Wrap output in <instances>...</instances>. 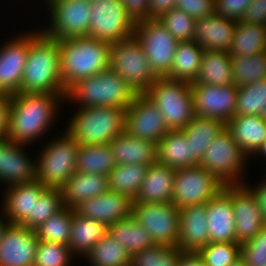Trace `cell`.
I'll return each mask as SVG.
<instances>
[{"label":"cell","instance_id":"cell-1","mask_svg":"<svg viewBox=\"0 0 266 266\" xmlns=\"http://www.w3.org/2000/svg\"><path fill=\"white\" fill-rule=\"evenodd\" d=\"M66 96L47 93H17L9 97L7 139L29 144L50 130L60 101ZM49 128V129H48Z\"/></svg>","mask_w":266,"mask_h":266},{"label":"cell","instance_id":"cell-2","mask_svg":"<svg viewBox=\"0 0 266 266\" xmlns=\"http://www.w3.org/2000/svg\"><path fill=\"white\" fill-rule=\"evenodd\" d=\"M20 92L66 96L61 80L59 40L39 32L28 45Z\"/></svg>","mask_w":266,"mask_h":266},{"label":"cell","instance_id":"cell-3","mask_svg":"<svg viewBox=\"0 0 266 266\" xmlns=\"http://www.w3.org/2000/svg\"><path fill=\"white\" fill-rule=\"evenodd\" d=\"M111 45L88 36L59 40L61 80L65 89L108 70Z\"/></svg>","mask_w":266,"mask_h":266},{"label":"cell","instance_id":"cell-4","mask_svg":"<svg viewBox=\"0 0 266 266\" xmlns=\"http://www.w3.org/2000/svg\"><path fill=\"white\" fill-rule=\"evenodd\" d=\"M138 93L111 69L84 78L73 84L65 99L78 102V108L119 107L127 109Z\"/></svg>","mask_w":266,"mask_h":266},{"label":"cell","instance_id":"cell-5","mask_svg":"<svg viewBox=\"0 0 266 266\" xmlns=\"http://www.w3.org/2000/svg\"><path fill=\"white\" fill-rule=\"evenodd\" d=\"M126 109L119 107L78 108L66 132L80 145L109 144L125 131Z\"/></svg>","mask_w":266,"mask_h":266},{"label":"cell","instance_id":"cell-6","mask_svg":"<svg viewBox=\"0 0 266 266\" xmlns=\"http://www.w3.org/2000/svg\"><path fill=\"white\" fill-rule=\"evenodd\" d=\"M145 94L159 108L170 130L185 128L195 117L189 82L158 77Z\"/></svg>","mask_w":266,"mask_h":266},{"label":"cell","instance_id":"cell-7","mask_svg":"<svg viewBox=\"0 0 266 266\" xmlns=\"http://www.w3.org/2000/svg\"><path fill=\"white\" fill-rule=\"evenodd\" d=\"M80 144L66 131L45 144L36 159V180L46 188L61 189L76 173Z\"/></svg>","mask_w":266,"mask_h":266},{"label":"cell","instance_id":"cell-8","mask_svg":"<svg viewBox=\"0 0 266 266\" xmlns=\"http://www.w3.org/2000/svg\"><path fill=\"white\" fill-rule=\"evenodd\" d=\"M109 69L120 75L138 94L145 93L158 78L134 35L112 43Z\"/></svg>","mask_w":266,"mask_h":266},{"label":"cell","instance_id":"cell-9","mask_svg":"<svg viewBox=\"0 0 266 266\" xmlns=\"http://www.w3.org/2000/svg\"><path fill=\"white\" fill-rule=\"evenodd\" d=\"M248 159L226 128L211 141L199 166L214 174L225 185L243 184L242 176Z\"/></svg>","mask_w":266,"mask_h":266},{"label":"cell","instance_id":"cell-10","mask_svg":"<svg viewBox=\"0 0 266 266\" xmlns=\"http://www.w3.org/2000/svg\"><path fill=\"white\" fill-rule=\"evenodd\" d=\"M133 35L141 44L155 75L166 77L170 72L178 41L156 18L135 23Z\"/></svg>","mask_w":266,"mask_h":266},{"label":"cell","instance_id":"cell-11","mask_svg":"<svg viewBox=\"0 0 266 266\" xmlns=\"http://www.w3.org/2000/svg\"><path fill=\"white\" fill-rule=\"evenodd\" d=\"M223 184L207 169L195 166L175 170L172 204L182 209L187 206L206 203L217 195Z\"/></svg>","mask_w":266,"mask_h":266},{"label":"cell","instance_id":"cell-12","mask_svg":"<svg viewBox=\"0 0 266 266\" xmlns=\"http://www.w3.org/2000/svg\"><path fill=\"white\" fill-rule=\"evenodd\" d=\"M88 37L110 43L133 36L135 23L127 15L121 0L91 2Z\"/></svg>","mask_w":266,"mask_h":266},{"label":"cell","instance_id":"cell-13","mask_svg":"<svg viewBox=\"0 0 266 266\" xmlns=\"http://www.w3.org/2000/svg\"><path fill=\"white\" fill-rule=\"evenodd\" d=\"M46 2L51 14V25L42 31L45 35L58 40L88 36L90 2L86 0H46Z\"/></svg>","mask_w":266,"mask_h":266},{"label":"cell","instance_id":"cell-14","mask_svg":"<svg viewBox=\"0 0 266 266\" xmlns=\"http://www.w3.org/2000/svg\"><path fill=\"white\" fill-rule=\"evenodd\" d=\"M179 212L172 203H133V218L150 234L155 244L176 246Z\"/></svg>","mask_w":266,"mask_h":266},{"label":"cell","instance_id":"cell-15","mask_svg":"<svg viewBox=\"0 0 266 266\" xmlns=\"http://www.w3.org/2000/svg\"><path fill=\"white\" fill-rule=\"evenodd\" d=\"M159 108L145 94H138L125 112V131L133 137L158 143L169 131Z\"/></svg>","mask_w":266,"mask_h":266},{"label":"cell","instance_id":"cell-16","mask_svg":"<svg viewBox=\"0 0 266 266\" xmlns=\"http://www.w3.org/2000/svg\"><path fill=\"white\" fill-rule=\"evenodd\" d=\"M194 100L195 115L215 118L227 123L234 115L237 104L238 86L190 83Z\"/></svg>","mask_w":266,"mask_h":266},{"label":"cell","instance_id":"cell-17","mask_svg":"<svg viewBox=\"0 0 266 266\" xmlns=\"http://www.w3.org/2000/svg\"><path fill=\"white\" fill-rule=\"evenodd\" d=\"M39 31L22 34L0 49V95L13 96L20 93L28 45Z\"/></svg>","mask_w":266,"mask_h":266},{"label":"cell","instance_id":"cell-18","mask_svg":"<svg viewBox=\"0 0 266 266\" xmlns=\"http://www.w3.org/2000/svg\"><path fill=\"white\" fill-rule=\"evenodd\" d=\"M224 187L231 193L235 216V242L242 245L264 226L259 205L244 184L225 185Z\"/></svg>","mask_w":266,"mask_h":266},{"label":"cell","instance_id":"cell-19","mask_svg":"<svg viewBox=\"0 0 266 266\" xmlns=\"http://www.w3.org/2000/svg\"><path fill=\"white\" fill-rule=\"evenodd\" d=\"M38 242L35 230L10 224L0 242V266H34Z\"/></svg>","mask_w":266,"mask_h":266},{"label":"cell","instance_id":"cell-20","mask_svg":"<svg viewBox=\"0 0 266 266\" xmlns=\"http://www.w3.org/2000/svg\"><path fill=\"white\" fill-rule=\"evenodd\" d=\"M133 199L128 195L108 190L91 199L81 201L73 209L76 214L91 218L109 227L132 216Z\"/></svg>","mask_w":266,"mask_h":266},{"label":"cell","instance_id":"cell-21","mask_svg":"<svg viewBox=\"0 0 266 266\" xmlns=\"http://www.w3.org/2000/svg\"><path fill=\"white\" fill-rule=\"evenodd\" d=\"M24 146L7 138L0 140V181L7 186L36 180V161L24 152Z\"/></svg>","mask_w":266,"mask_h":266},{"label":"cell","instance_id":"cell-22","mask_svg":"<svg viewBox=\"0 0 266 266\" xmlns=\"http://www.w3.org/2000/svg\"><path fill=\"white\" fill-rule=\"evenodd\" d=\"M6 192L1 204V214L10 224L22 225L30 216H34L35 202L47 189L40 181L6 186Z\"/></svg>","mask_w":266,"mask_h":266},{"label":"cell","instance_id":"cell-23","mask_svg":"<svg viewBox=\"0 0 266 266\" xmlns=\"http://www.w3.org/2000/svg\"><path fill=\"white\" fill-rule=\"evenodd\" d=\"M209 243L235 242V216L231 193L224 187L206 202Z\"/></svg>","mask_w":266,"mask_h":266},{"label":"cell","instance_id":"cell-24","mask_svg":"<svg viewBox=\"0 0 266 266\" xmlns=\"http://www.w3.org/2000/svg\"><path fill=\"white\" fill-rule=\"evenodd\" d=\"M206 212V203L180 209L177 247L181 251L198 252L209 243Z\"/></svg>","mask_w":266,"mask_h":266},{"label":"cell","instance_id":"cell-25","mask_svg":"<svg viewBox=\"0 0 266 266\" xmlns=\"http://www.w3.org/2000/svg\"><path fill=\"white\" fill-rule=\"evenodd\" d=\"M237 21L217 14L195 21L194 41L204 50L229 51Z\"/></svg>","mask_w":266,"mask_h":266},{"label":"cell","instance_id":"cell-26","mask_svg":"<svg viewBox=\"0 0 266 266\" xmlns=\"http://www.w3.org/2000/svg\"><path fill=\"white\" fill-rule=\"evenodd\" d=\"M174 177L173 167L150 165L133 203H172Z\"/></svg>","mask_w":266,"mask_h":266},{"label":"cell","instance_id":"cell-27","mask_svg":"<svg viewBox=\"0 0 266 266\" xmlns=\"http://www.w3.org/2000/svg\"><path fill=\"white\" fill-rule=\"evenodd\" d=\"M226 128L248 157H253L266 141V119L262 115H234Z\"/></svg>","mask_w":266,"mask_h":266},{"label":"cell","instance_id":"cell-28","mask_svg":"<svg viewBox=\"0 0 266 266\" xmlns=\"http://www.w3.org/2000/svg\"><path fill=\"white\" fill-rule=\"evenodd\" d=\"M117 164L153 165L157 162V143L133 137L126 131L110 143Z\"/></svg>","mask_w":266,"mask_h":266},{"label":"cell","instance_id":"cell-29","mask_svg":"<svg viewBox=\"0 0 266 266\" xmlns=\"http://www.w3.org/2000/svg\"><path fill=\"white\" fill-rule=\"evenodd\" d=\"M226 129V123L215 118L195 115L191 122L180 131L191 147V163L199 166L206 149L215 137Z\"/></svg>","mask_w":266,"mask_h":266},{"label":"cell","instance_id":"cell-30","mask_svg":"<svg viewBox=\"0 0 266 266\" xmlns=\"http://www.w3.org/2000/svg\"><path fill=\"white\" fill-rule=\"evenodd\" d=\"M108 190L107 176L76 172L61 188L63 204L66 207L74 208L81 201L99 196Z\"/></svg>","mask_w":266,"mask_h":266},{"label":"cell","instance_id":"cell-31","mask_svg":"<svg viewBox=\"0 0 266 266\" xmlns=\"http://www.w3.org/2000/svg\"><path fill=\"white\" fill-rule=\"evenodd\" d=\"M192 83L215 86L233 84V72L229 52L204 50L199 74Z\"/></svg>","mask_w":266,"mask_h":266},{"label":"cell","instance_id":"cell-32","mask_svg":"<svg viewBox=\"0 0 266 266\" xmlns=\"http://www.w3.org/2000/svg\"><path fill=\"white\" fill-rule=\"evenodd\" d=\"M157 163L176 169L195 167L191 147L180 130H169L157 143Z\"/></svg>","mask_w":266,"mask_h":266},{"label":"cell","instance_id":"cell-33","mask_svg":"<svg viewBox=\"0 0 266 266\" xmlns=\"http://www.w3.org/2000/svg\"><path fill=\"white\" fill-rule=\"evenodd\" d=\"M204 49L194 40L178 42L169 74L172 80L192 83L199 74Z\"/></svg>","mask_w":266,"mask_h":266},{"label":"cell","instance_id":"cell-34","mask_svg":"<svg viewBox=\"0 0 266 266\" xmlns=\"http://www.w3.org/2000/svg\"><path fill=\"white\" fill-rule=\"evenodd\" d=\"M106 233L107 226L103 223L78 215L73 209L71 237L68 243L73 256L82 254L84 257Z\"/></svg>","mask_w":266,"mask_h":266},{"label":"cell","instance_id":"cell-35","mask_svg":"<svg viewBox=\"0 0 266 266\" xmlns=\"http://www.w3.org/2000/svg\"><path fill=\"white\" fill-rule=\"evenodd\" d=\"M266 50V26L237 21L230 56H250Z\"/></svg>","mask_w":266,"mask_h":266},{"label":"cell","instance_id":"cell-36","mask_svg":"<svg viewBox=\"0 0 266 266\" xmlns=\"http://www.w3.org/2000/svg\"><path fill=\"white\" fill-rule=\"evenodd\" d=\"M107 232L118 240L132 256L155 245L150 234L133 218L119 220L107 227Z\"/></svg>","mask_w":266,"mask_h":266},{"label":"cell","instance_id":"cell-37","mask_svg":"<svg viewBox=\"0 0 266 266\" xmlns=\"http://www.w3.org/2000/svg\"><path fill=\"white\" fill-rule=\"evenodd\" d=\"M116 164L109 144L80 145L76 172L107 176Z\"/></svg>","mask_w":266,"mask_h":266},{"label":"cell","instance_id":"cell-38","mask_svg":"<svg viewBox=\"0 0 266 266\" xmlns=\"http://www.w3.org/2000/svg\"><path fill=\"white\" fill-rule=\"evenodd\" d=\"M90 266H130L131 255L107 232L84 256Z\"/></svg>","mask_w":266,"mask_h":266},{"label":"cell","instance_id":"cell-39","mask_svg":"<svg viewBox=\"0 0 266 266\" xmlns=\"http://www.w3.org/2000/svg\"><path fill=\"white\" fill-rule=\"evenodd\" d=\"M149 166L143 164H116L107 175L109 190L135 199Z\"/></svg>","mask_w":266,"mask_h":266},{"label":"cell","instance_id":"cell-40","mask_svg":"<svg viewBox=\"0 0 266 266\" xmlns=\"http://www.w3.org/2000/svg\"><path fill=\"white\" fill-rule=\"evenodd\" d=\"M233 83L238 87L266 78V50L250 56H231Z\"/></svg>","mask_w":266,"mask_h":266},{"label":"cell","instance_id":"cell-41","mask_svg":"<svg viewBox=\"0 0 266 266\" xmlns=\"http://www.w3.org/2000/svg\"><path fill=\"white\" fill-rule=\"evenodd\" d=\"M73 208L64 206L35 229L40 241L68 245L71 237Z\"/></svg>","mask_w":266,"mask_h":266},{"label":"cell","instance_id":"cell-42","mask_svg":"<svg viewBox=\"0 0 266 266\" xmlns=\"http://www.w3.org/2000/svg\"><path fill=\"white\" fill-rule=\"evenodd\" d=\"M266 108V78L238 87L235 115H262Z\"/></svg>","mask_w":266,"mask_h":266},{"label":"cell","instance_id":"cell-43","mask_svg":"<svg viewBox=\"0 0 266 266\" xmlns=\"http://www.w3.org/2000/svg\"><path fill=\"white\" fill-rule=\"evenodd\" d=\"M181 252L176 246L155 244L134 253L130 266H176Z\"/></svg>","mask_w":266,"mask_h":266},{"label":"cell","instance_id":"cell-44","mask_svg":"<svg viewBox=\"0 0 266 266\" xmlns=\"http://www.w3.org/2000/svg\"><path fill=\"white\" fill-rule=\"evenodd\" d=\"M63 207L61 189L47 188L35 202L34 216H30L22 225L35 230Z\"/></svg>","mask_w":266,"mask_h":266},{"label":"cell","instance_id":"cell-45","mask_svg":"<svg viewBox=\"0 0 266 266\" xmlns=\"http://www.w3.org/2000/svg\"><path fill=\"white\" fill-rule=\"evenodd\" d=\"M178 41H193L195 19L184 11L173 8L156 18Z\"/></svg>","mask_w":266,"mask_h":266},{"label":"cell","instance_id":"cell-46","mask_svg":"<svg viewBox=\"0 0 266 266\" xmlns=\"http://www.w3.org/2000/svg\"><path fill=\"white\" fill-rule=\"evenodd\" d=\"M198 253L206 266H228L241 257V245L237 242L208 243Z\"/></svg>","mask_w":266,"mask_h":266},{"label":"cell","instance_id":"cell-47","mask_svg":"<svg viewBox=\"0 0 266 266\" xmlns=\"http://www.w3.org/2000/svg\"><path fill=\"white\" fill-rule=\"evenodd\" d=\"M72 255L68 245L39 240L34 266H69Z\"/></svg>","mask_w":266,"mask_h":266},{"label":"cell","instance_id":"cell-48","mask_svg":"<svg viewBox=\"0 0 266 266\" xmlns=\"http://www.w3.org/2000/svg\"><path fill=\"white\" fill-rule=\"evenodd\" d=\"M241 258L246 266L266 265V225L254 237L241 245Z\"/></svg>","mask_w":266,"mask_h":266},{"label":"cell","instance_id":"cell-49","mask_svg":"<svg viewBox=\"0 0 266 266\" xmlns=\"http://www.w3.org/2000/svg\"><path fill=\"white\" fill-rule=\"evenodd\" d=\"M253 0H215L214 13L221 17L243 20L244 13Z\"/></svg>","mask_w":266,"mask_h":266},{"label":"cell","instance_id":"cell-50","mask_svg":"<svg viewBox=\"0 0 266 266\" xmlns=\"http://www.w3.org/2000/svg\"><path fill=\"white\" fill-rule=\"evenodd\" d=\"M215 0H176L175 8L195 20L214 14Z\"/></svg>","mask_w":266,"mask_h":266},{"label":"cell","instance_id":"cell-51","mask_svg":"<svg viewBox=\"0 0 266 266\" xmlns=\"http://www.w3.org/2000/svg\"><path fill=\"white\" fill-rule=\"evenodd\" d=\"M127 15L134 23L150 19L149 0H121Z\"/></svg>","mask_w":266,"mask_h":266},{"label":"cell","instance_id":"cell-52","mask_svg":"<svg viewBox=\"0 0 266 266\" xmlns=\"http://www.w3.org/2000/svg\"><path fill=\"white\" fill-rule=\"evenodd\" d=\"M243 21L266 26V0H253L244 13Z\"/></svg>","mask_w":266,"mask_h":266},{"label":"cell","instance_id":"cell-53","mask_svg":"<svg viewBox=\"0 0 266 266\" xmlns=\"http://www.w3.org/2000/svg\"><path fill=\"white\" fill-rule=\"evenodd\" d=\"M250 192L254 195L259 209L261 212L263 224L266 225V180H262L260 184H257V187H249L247 183H243Z\"/></svg>","mask_w":266,"mask_h":266},{"label":"cell","instance_id":"cell-54","mask_svg":"<svg viewBox=\"0 0 266 266\" xmlns=\"http://www.w3.org/2000/svg\"><path fill=\"white\" fill-rule=\"evenodd\" d=\"M150 18H158L161 14L175 8L176 0H149Z\"/></svg>","mask_w":266,"mask_h":266},{"label":"cell","instance_id":"cell-55","mask_svg":"<svg viewBox=\"0 0 266 266\" xmlns=\"http://www.w3.org/2000/svg\"><path fill=\"white\" fill-rule=\"evenodd\" d=\"M176 266H206L198 252L182 251Z\"/></svg>","mask_w":266,"mask_h":266},{"label":"cell","instance_id":"cell-56","mask_svg":"<svg viewBox=\"0 0 266 266\" xmlns=\"http://www.w3.org/2000/svg\"><path fill=\"white\" fill-rule=\"evenodd\" d=\"M9 97L0 95V140L7 137Z\"/></svg>","mask_w":266,"mask_h":266},{"label":"cell","instance_id":"cell-57","mask_svg":"<svg viewBox=\"0 0 266 266\" xmlns=\"http://www.w3.org/2000/svg\"><path fill=\"white\" fill-rule=\"evenodd\" d=\"M4 214L3 216L0 215V242L2 241L3 235L7 229V227L10 225V222L5 218ZM6 220V221H5Z\"/></svg>","mask_w":266,"mask_h":266},{"label":"cell","instance_id":"cell-58","mask_svg":"<svg viewBox=\"0 0 266 266\" xmlns=\"http://www.w3.org/2000/svg\"><path fill=\"white\" fill-rule=\"evenodd\" d=\"M260 155L263 156L264 158H266V141L262 144V146L258 149V151L255 153L254 156Z\"/></svg>","mask_w":266,"mask_h":266},{"label":"cell","instance_id":"cell-59","mask_svg":"<svg viewBox=\"0 0 266 266\" xmlns=\"http://www.w3.org/2000/svg\"><path fill=\"white\" fill-rule=\"evenodd\" d=\"M228 266H246L243 259L240 257L238 260H236L234 263Z\"/></svg>","mask_w":266,"mask_h":266},{"label":"cell","instance_id":"cell-60","mask_svg":"<svg viewBox=\"0 0 266 266\" xmlns=\"http://www.w3.org/2000/svg\"><path fill=\"white\" fill-rule=\"evenodd\" d=\"M262 116L266 119V108H263Z\"/></svg>","mask_w":266,"mask_h":266},{"label":"cell","instance_id":"cell-61","mask_svg":"<svg viewBox=\"0 0 266 266\" xmlns=\"http://www.w3.org/2000/svg\"><path fill=\"white\" fill-rule=\"evenodd\" d=\"M86 1H88V2H95V1H99V0H86Z\"/></svg>","mask_w":266,"mask_h":266}]
</instances>
